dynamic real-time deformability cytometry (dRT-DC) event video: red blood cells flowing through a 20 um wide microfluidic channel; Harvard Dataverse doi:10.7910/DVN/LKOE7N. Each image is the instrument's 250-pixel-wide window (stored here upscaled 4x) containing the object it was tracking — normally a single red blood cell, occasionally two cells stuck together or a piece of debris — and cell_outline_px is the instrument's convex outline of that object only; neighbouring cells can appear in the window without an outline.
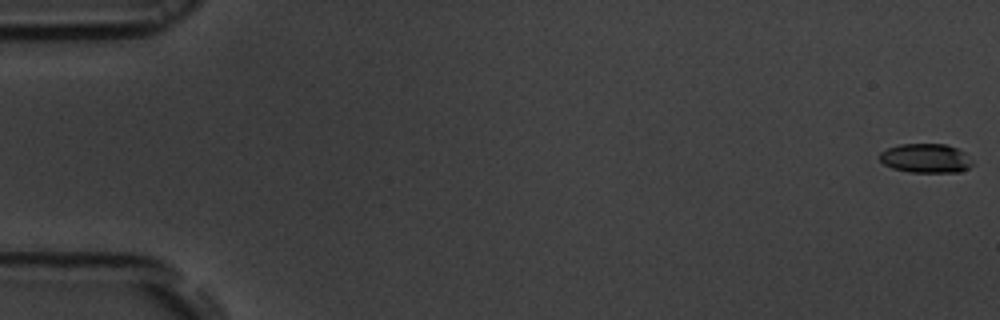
{"species": "common noctule bat (a hibernating species)", "species_latin": "Nyctalus noctula", "temperature_condition": "room temperature", "stored_images_in_passage": 53, "camera_frame_rate_fps": 3000, "um_per_image_px": 0.085, "animal": {"sex": "male", "body_mass_g": 19.5, "forearm_length_mm": 54.6}, "frame": {"image": 1, "passage_image": 1, "time_ms": 0.0, "image_size_px": [1000, 320], "cell_outline_px": [[972, 164], [968, 168], [960, 172], [908, 172], [892, 168], [884, 164], [880, 160], [880, 152], [888, 148], [900, 144], [948, 144], [964, 152], [972, 160]], "centroid_in_image_um": [78.69, 13.45], "position_along_channel_um": 6.3, "area_um2": 15.78}}
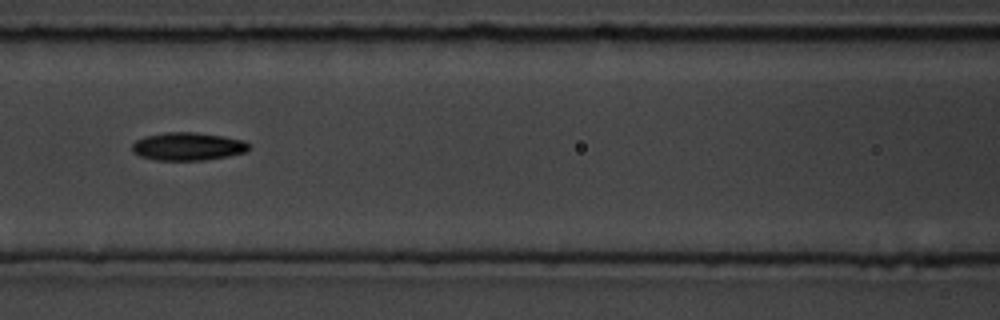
{"frame": {"image": 2, "passage_image": 25, "time_ms": 8.0, "image_size_px": [1000, 320], "cell_outline_px": [[248, 148], [244, 152], [228, 156], [204, 160], [156, 160], [140, 156], [132, 152], [132, 144], [136, 140], [144, 136], [164, 132], [196, 132], [224, 136], [244, 140], [248, 144]], "centroid_in_image_um": [15.93, 12.44], "position_along_channel_um": 150.7, "area_um2": 19.07}}
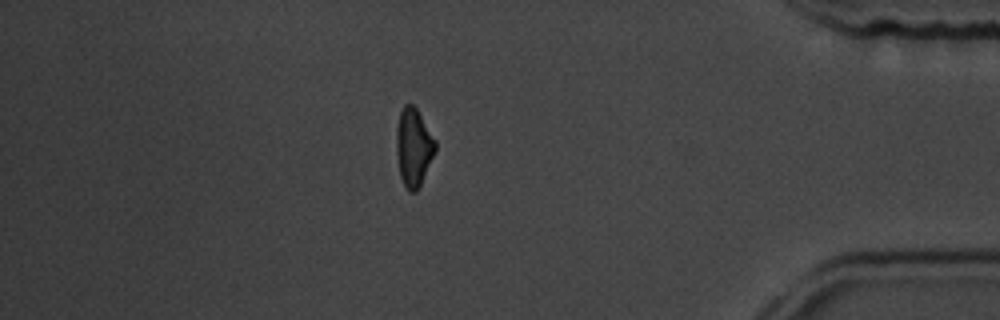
{"frame": {"image": 3, "passage_image": 48, "time_ms": 15.667, "image_size_px": [1000, 320], "cell_outline_px": [[436, 148], [420, 184], [416, 192], [408, 192], [404, 188], [400, 176], [396, 152], [396, 128], [400, 112], [404, 104], [412, 104], [416, 108], [436, 140]], "centroid_in_image_um": [35.13, 12.52], "position_along_channel_um": 400.1, "area_um2": 17.63}, "authors_computed_cell_mechanics": {"area_um2": 17.6868, "velocity_mm_per_s": 3.7475, "shape_relaxation_time_tau1_ms": 3.1955, "shape_relaxation_time_tau2_ms": 4.8954, "deformation_change_tau1": 0.1264, "deformation_change_tau2": 0.1142}}